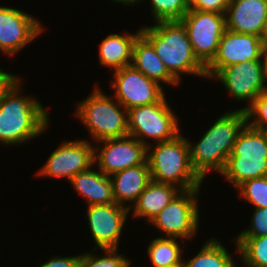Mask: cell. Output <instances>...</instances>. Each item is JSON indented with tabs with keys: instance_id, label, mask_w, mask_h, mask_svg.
Masks as SVG:
<instances>
[{
	"instance_id": "obj_10",
	"label": "cell",
	"mask_w": 267,
	"mask_h": 267,
	"mask_svg": "<svg viewBox=\"0 0 267 267\" xmlns=\"http://www.w3.org/2000/svg\"><path fill=\"white\" fill-rule=\"evenodd\" d=\"M266 45L262 37L226 29L219 41L216 56L206 66L207 79L214 78L224 67L232 64L263 60Z\"/></svg>"
},
{
	"instance_id": "obj_28",
	"label": "cell",
	"mask_w": 267,
	"mask_h": 267,
	"mask_svg": "<svg viewBox=\"0 0 267 267\" xmlns=\"http://www.w3.org/2000/svg\"><path fill=\"white\" fill-rule=\"evenodd\" d=\"M236 189L254 208H267V176L247 180Z\"/></svg>"
},
{
	"instance_id": "obj_13",
	"label": "cell",
	"mask_w": 267,
	"mask_h": 267,
	"mask_svg": "<svg viewBox=\"0 0 267 267\" xmlns=\"http://www.w3.org/2000/svg\"><path fill=\"white\" fill-rule=\"evenodd\" d=\"M114 98L126 109L159 102L165 95L163 85L148 79L132 65L113 71Z\"/></svg>"
},
{
	"instance_id": "obj_4",
	"label": "cell",
	"mask_w": 267,
	"mask_h": 267,
	"mask_svg": "<svg viewBox=\"0 0 267 267\" xmlns=\"http://www.w3.org/2000/svg\"><path fill=\"white\" fill-rule=\"evenodd\" d=\"M154 145L150 143L147 147L146 158L151 180L175 185L181 190L201 188L203 180L192 168L187 138L180 133L172 140Z\"/></svg>"
},
{
	"instance_id": "obj_6",
	"label": "cell",
	"mask_w": 267,
	"mask_h": 267,
	"mask_svg": "<svg viewBox=\"0 0 267 267\" xmlns=\"http://www.w3.org/2000/svg\"><path fill=\"white\" fill-rule=\"evenodd\" d=\"M220 175L235 188L247 180L267 176V141L263 130L246 124Z\"/></svg>"
},
{
	"instance_id": "obj_5",
	"label": "cell",
	"mask_w": 267,
	"mask_h": 267,
	"mask_svg": "<svg viewBox=\"0 0 267 267\" xmlns=\"http://www.w3.org/2000/svg\"><path fill=\"white\" fill-rule=\"evenodd\" d=\"M100 89L96 86L89 97L78 103L75 116L88 129L95 142L129 135L128 110L113 95L108 96Z\"/></svg>"
},
{
	"instance_id": "obj_34",
	"label": "cell",
	"mask_w": 267,
	"mask_h": 267,
	"mask_svg": "<svg viewBox=\"0 0 267 267\" xmlns=\"http://www.w3.org/2000/svg\"><path fill=\"white\" fill-rule=\"evenodd\" d=\"M141 1L143 2L144 0H113V2L123 4L124 6H133L134 4L136 5L138 2Z\"/></svg>"
},
{
	"instance_id": "obj_2",
	"label": "cell",
	"mask_w": 267,
	"mask_h": 267,
	"mask_svg": "<svg viewBox=\"0 0 267 267\" xmlns=\"http://www.w3.org/2000/svg\"><path fill=\"white\" fill-rule=\"evenodd\" d=\"M246 124L244 110L226 111L197 143L188 140L192 168L202 180L209 171H216L219 175L222 173L237 137Z\"/></svg>"
},
{
	"instance_id": "obj_19",
	"label": "cell",
	"mask_w": 267,
	"mask_h": 267,
	"mask_svg": "<svg viewBox=\"0 0 267 267\" xmlns=\"http://www.w3.org/2000/svg\"><path fill=\"white\" fill-rule=\"evenodd\" d=\"M131 65L148 79L160 85L179 86V82L168 72L162 60L157 56L152 44L140 33L134 41Z\"/></svg>"
},
{
	"instance_id": "obj_12",
	"label": "cell",
	"mask_w": 267,
	"mask_h": 267,
	"mask_svg": "<svg viewBox=\"0 0 267 267\" xmlns=\"http://www.w3.org/2000/svg\"><path fill=\"white\" fill-rule=\"evenodd\" d=\"M96 143L99 146L94 145V163L107 176L146 162L147 146L133 136L105 139Z\"/></svg>"
},
{
	"instance_id": "obj_18",
	"label": "cell",
	"mask_w": 267,
	"mask_h": 267,
	"mask_svg": "<svg viewBox=\"0 0 267 267\" xmlns=\"http://www.w3.org/2000/svg\"><path fill=\"white\" fill-rule=\"evenodd\" d=\"M110 178L115 203L130 209L150 183L151 173L146 161L144 164L116 172ZM126 202L129 204L125 205Z\"/></svg>"
},
{
	"instance_id": "obj_8",
	"label": "cell",
	"mask_w": 267,
	"mask_h": 267,
	"mask_svg": "<svg viewBox=\"0 0 267 267\" xmlns=\"http://www.w3.org/2000/svg\"><path fill=\"white\" fill-rule=\"evenodd\" d=\"M200 188L182 190L149 223L169 238L185 240L194 238L198 230Z\"/></svg>"
},
{
	"instance_id": "obj_26",
	"label": "cell",
	"mask_w": 267,
	"mask_h": 267,
	"mask_svg": "<svg viewBox=\"0 0 267 267\" xmlns=\"http://www.w3.org/2000/svg\"><path fill=\"white\" fill-rule=\"evenodd\" d=\"M154 23L180 21L190 10L186 0H150Z\"/></svg>"
},
{
	"instance_id": "obj_23",
	"label": "cell",
	"mask_w": 267,
	"mask_h": 267,
	"mask_svg": "<svg viewBox=\"0 0 267 267\" xmlns=\"http://www.w3.org/2000/svg\"><path fill=\"white\" fill-rule=\"evenodd\" d=\"M225 246L216 238H210L203 244L199 253L184 261L183 267H238Z\"/></svg>"
},
{
	"instance_id": "obj_25",
	"label": "cell",
	"mask_w": 267,
	"mask_h": 267,
	"mask_svg": "<svg viewBox=\"0 0 267 267\" xmlns=\"http://www.w3.org/2000/svg\"><path fill=\"white\" fill-rule=\"evenodd\" d=\"M233 243L244 267H267V235L237 237Z\"/></svg>"
},
{
	"instance_id": "obj_15",
	"label": "cell",
	"mask_w": 267,
	"mask_h": 267,
	"mask_svg": "<svg viewBox=\"0 0 267 267\" xmlns=\"http://www.w3.org/2000/svg\"><path fill=\"white\" fill-rule=\"evenodd\" d=\"M41 21L13 7L0 6V50L13 56L43 31Z\"/></svg>"
},
{
	"instance_id": "obj_39",
	"label": "cell",
	"mask_w": 267,
	"mask_h": 267,
	"mask_svg": "<svg viewBox=\"0 0 267 267\" xmlns=\"http://www.w3.org/2000/svg\"><path fill=\"white\" fill-rule=\"evenodd\" d=\"M167 267H183V266H167Z\"/></svg>"
},
{
	"instance_id": "obj_3",
	"label": "cell",
	"mask_w": 267,
	"mask_h": 267,
	"mask_svg": "<svg viewBox=\"0 0 267 267\" xmlns=\"http://www.w3.org/2000/svg\"><path fill=\"white\" fill-rule=\"evenodd\" d=\"M168 72L180 83L181 75L206 78V67L194 55L187 30L181 21H160L141 27Z\"/></svg>"
},
{
	"instance_id": "obj_32",
	"label": "cell",
	"mask_w": 267,
	"mask_h": 267,
	"mask_svg": "<svg viewBox=\"0 0 267 267\" xmlns=\"http://www.w3.org/2000/svg\"><path fill=\"white\" fill-rule=\"evenodd\" d=\"M80 257L81 254L69 257L54 256L39 267H80Z\"/></svg>"
},
{
	"instance_id": "obj_17",
	"label": "cell",
	"mask_w": 267,
	"mask_h": 267,
	"mask_svg": "<svg viewBox=\"0 0 267 267\" xmlns=\"http://www.w3.org/2000/svg\"><path fill=\"white\" fill-rule=\"evenodd\" d=\"M267 0H231L225 21L226 29L265 39Z\"/></svg>"
},
{
	"instance_id": "obj_30",
	"label": "cell",
	"mask_w": 267,
	"mask_h": 267,
	"mask_svg": "<svg viewBox=\"0 0 267 267\" xmlns=\"http://www.w3.org/2000/svg\"><path fill=\"white\" fill-rule=\"evenodd\" d=\"M250 226L237 237H261L267 235V208H253Z\"/></svg>"
},
{
	"instance_id": "obj_11",
	"label": "cell",
	"mask_w": 267,
	"mask_h": 267,
	"mask_svg": "<svg viewBox=\"0 0 267 267\" xmlns=\"http://www.w3.org/2000/svg\"><path fill=\"white\" fill-rule=\"evenodd\" d=\"M235 101H248V106L239 108L246 110L253 101L267 91L264 61L254 60L224 67L215 77Z\"/></svg>"
},
{
	"instance_id": "obj_35",
	"label": "cell",
	"mask_w": 267,
	"mask_h": 267,
	"mask_svg": "<svg viewBox=\"0 0 267 267\" xmlns=\"http://www.w3.org/2000/svg\"><path fill=\"white\" fill-rule=\"evenodd\" d=\"M263 61H264L265 81H267V45L264 50Z\"/></svg>"
},
{
	"instance_id": "obj_33",
	"label": "cell",
	"mask_w": 267,
	"mask_h": 267,
	"mask_svg": "<svg viewBox=\"0 0 267 267\" xmlns=\"http://www.w3.org/2000/svg\"><path fill=\"white\" fill-rule=\"evenodd\" d=\"M16 76V74H10L0 68V93L3 89L11 82V80Z\"/></svg>"
},
{
	"instance_id": "obj_29",
	"label": "cell",
	"mask_w": 267,
	"mask_h": 267,
	"mask_svg": "<svg viewBox=\"0 0 267 267\" xmlns=\"http://www.w3.org/2000/svg\"><path fill=\"white\" fill-rule=\"evenodd\" d=\"M245 113L250 127L259 130L267 128V91L261 93L245 110Z\"/></svg>"
},
{
	"instance_id": "obj_36",
	"label": "cell",
	"mask_w": 267,
	"mask_h": 267,
	"mask_svg": "<svg viewBox=\"0 0 267 267\" xmlns=\"http://www.w3.org/2000/svg\"><path fill=\"white\" fill-rule=\"evenodd\" d=\"M189 7L192 8L199 0H186Z\"/></svg>"
},
{
	"instance_id": "obj_7",
	"label": "cell",
	"mask_w": 267,
	"mask_h": 267,
	"mask_svg": "<svg viewBox=\"0 0 267 267\" xmlns=\"http://www.w3.org/2000/svg\"><path fill=\"white\" fill-rule=\"evenodd\" d=\"M164 96L159 102L128 110V133L145 146L174 139L180 134L178 117Z\"/></svg>"
},
{
	"instance_id": "obj_24",
	"label": "cell",
	"mask_w": 267,
	"mask_h": 267,
	"mask_svg": "<svg viewBox=\"0 0 267 267\" xmlns=\"http://www.w3.org/2000/svg\"><path fill=\"white\" fill-rule=\"evenodd\" d=\"M177 238L162 235L153 239L147 249L153 267L183 266L182 253Z\"/></svg>"
},
{
	"instance_id": "obj_21",
	"label": "cell",
	"mask_w": 267,
	"mask_h": 267,
	"mask_svg": "<svg viewBox=\"0 0 267 267\" xmlns=\"http://www.w3.org/2000/svg\"><path fill=\"white\" fill-rule=\"evenodd\" d=\"M181 191L175 185L151 180L129 211L133 210L134 218H146L150 222Z\"/></svg>"
},
{
	"instance_id": "obj_9",
	"label": "cell",
	"mask_w": 267,
	"mask_h": 267,
	"mask_svg": "<svg viewBox=\"0 0 267 267\" xmlns=\"http://www.w3.org/2000/svg\"><path fill=\"white\" fill-rule=\"evenodd\" d=\"M180 21L187 30L194 55L206 67L216 56L226 30L225 14L190 8Z\"/></svg>"
},
{
	"instance_id": "obj_16",
	"label": "cell",
	"mask_w": 267,
	"mask_h": 267,
	"mask_svg": "<svg viewBox=\"0 0 267 267\" xmlns=\"http://www.w3.org/2000/svg\"><path fill=\"white\" fill-rule=\"evenodd\" d=\"M130 211L117 203L90 205L87 220L96 249L118 248L121 233Z\"/></svg>"
},
{
	"instance_id": "obj_37",
	"label": "cell",
	"mask_w": 267,
	"mask_h": 267,
	"mask_svg": "<svg viewBox=\"0 0 267 267\" xmlns=\"http://www.w3.org/2000/svg\"><path fill=\"white\" fill-rule=\"evenodd\" d=\"M265 40L267 42V17H266V26H265Z\"/></svg>"
},
{
	"instance_id": "obj_27",
	"label": "cell",
	"mask_w": 267,
	"mask_h": 267,
	"mask_svg": "<svg viewBox=\"0 0 267 267\" xmlns=\"http://www.w3.org/2000/svg\"><path fill=\"white\" fill-rule=\"evenodd\" d=\"M104 255H95L90 252L82 253L80 267H130L131 262L123 254L118 253L119 248L99 249Z\"/></svg>"
},
{
	"instance_id": "obj_1",
	"label": "cell",
	"mask_w": 267,
	"mask_h": 267,
	"mask_svg": "<svg viewBox=\"0 0 267 267\" xmlns=\"http://www.w3.org/2000/svg\"><path fill=\"white\" fill-rule=\"evenodd\" d=\"M19 75L0 93V144L22 145L49 127V114L34 96L21 95Z\"/></svg>"
},
{
	"instance_id": "obj_22",
	"label": "cell",
	"mask_w": 267,
	"mask_h": 267,
	"mask_svg": "<svg viewBox=\"0 0 267 267\" xmlns=\"http://www.w3.org/2000/svg\"><path fill=\"white\" fill-rule=\"evenodd\" d=\"M141 28L133 33H110L99 45V62L115 71L132 63V49Z\"/></svg>"
},
{
	"instance_id": "obj_20",
	"label": "cell",
	"mask_w": 267,
	"mask_h": 267,
	"mask_svg": "<svg viewBox=\"0 0 267 267\" xmlns=\"http://www.w3.org/2000/svg\"><path fill=\"white\" fill-rule=\"evenodd\" d=\"M69 183L85 198L88 206L115 203L111 178L99 169L95 171L91 167L79 172L69 180Z\"/></svg>"
},
{
	"instance_id": "obj_14",
	"label": "cell",
	"mask_w": 267,
	"mask_h": 267,
	"mask_svg": "<svg viewBox=\"0 0 267 267\" xmlns=\"http://www.w3.org/2000/svg\"><path fill=\"white\" fill-rule=\"evenodd\" d=\"M94 165V146L89 140H68L49 155L43 167L37 171V176L70 180Z\"/></svg>"
},
{
	"instance_id": "obj_38",
	"label": "cell",
	"mask_w": 267,
	"mask_h": 267,
	"mask_svg": "<svg viewBox=\"0 0 267 267\" xmlns=\"http://www.w3.org/2000/svg\"><path fill=\"white\" fill-rule=\"evenodd\" d=\"M263 132H264V134H265V138H266V141H267V128H265V129L263 130Z\"/></svg>"
},
{
	"instance_id": "obj_31",
	"label": "cell",
	"mask_w": 267,
	"mask_h": 267,
	"mask_svg": "<svg viewBox=\"0 0 267 267\" xmlns=\"http://www.w3.org/2000/svg\"><path fill=\"white\" fill-rule=\"evenodd\" d=\"M228 4L227 0H199L191 9L225 14Z\"/></svg>"
}]
</instances>
